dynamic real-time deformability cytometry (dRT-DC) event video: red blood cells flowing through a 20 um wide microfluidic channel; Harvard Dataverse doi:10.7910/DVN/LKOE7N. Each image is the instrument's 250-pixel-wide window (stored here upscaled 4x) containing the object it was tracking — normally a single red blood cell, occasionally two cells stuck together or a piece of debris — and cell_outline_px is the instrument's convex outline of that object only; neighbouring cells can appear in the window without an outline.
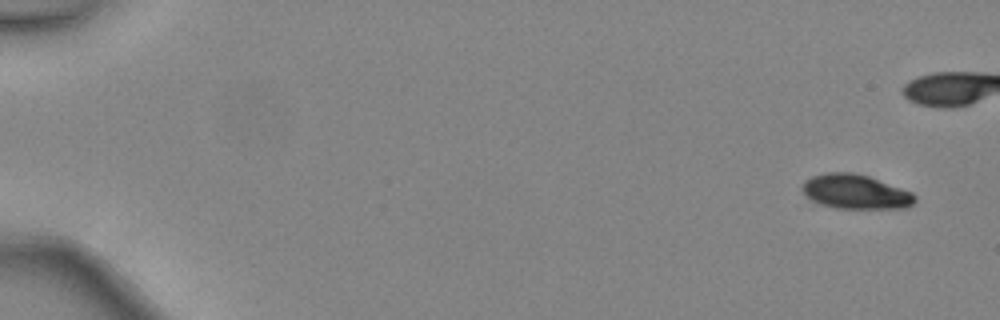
{"species": "common noctule bat (a hibernating species)", "species_latin": "Nyctalus noctula", "temperature_condition": "warm", "stored_images_in_passage": 40, "camera_frame_rate_fps": 3000, "um_per_image_px": 0.085, "animal": {"sex": "female", "body_mass_g": 24.6, "forearm_length_mm": 56.2}, "frame": {"image": 1, "passage_image": 1, "time_ms": 0.0, "image_size_px": [1000, 320], "cell_outline_px": [[916, 200], [912, 204], [904, 208], [836, 208], [820, 204], [812, 200], [800, 188], [804, 180], [812, 176], [824, 172], [852, 172], [868, 176], [912, 192], [916, 196]], "centroid_in_image_um": [72.69, 16.29], "position_along_channel_um": 12.3, "area_um2": 22.54}}
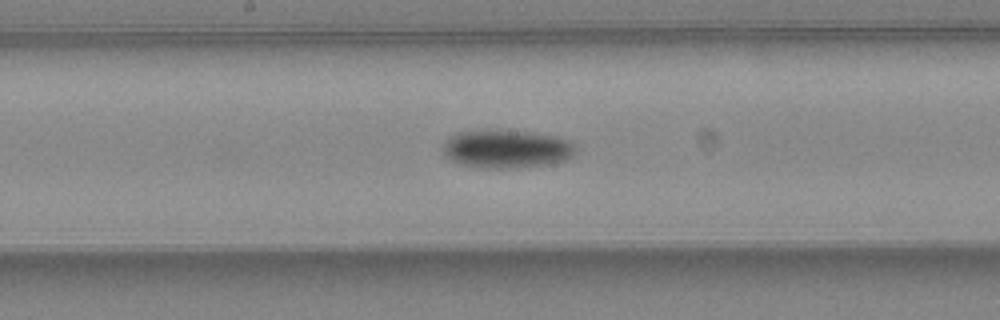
{"frame": {"image": 2, "passage_image": 25, "time_ms": 8.0, "image_size_px": [1000, 320], "cell_outline_px": [[576, 152], [572, 156], [564, 160], [548, 164], [516, 168], [472, 168], [448, 160], [444, 156], [444, 140], [456, 132], [488, 128], [500, 128], [532, 132], [560, 136], [576, 144]], "centroid_in_image_um": [43.02, 12.63], "position_along_channel_um": 205.2, "area_um2": 30.81}}
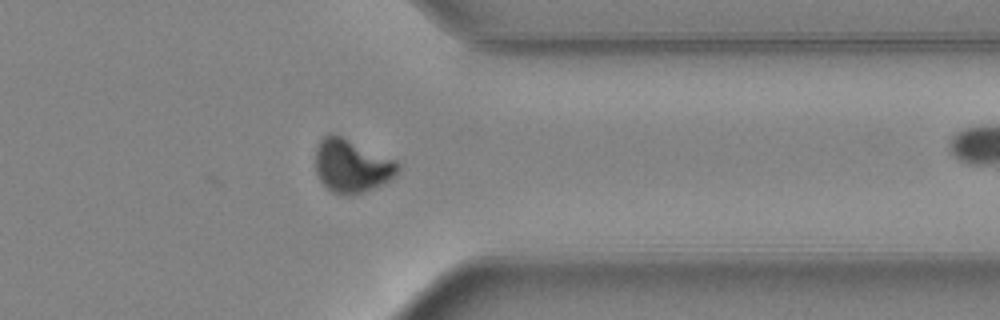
{"frame": {"image": 3, "passage_image": 37, "time_ms": 12.0, "image_size_px": [1000, 320], "cell_outline_px": [[400, 172], [396, 176], [384, 184], [364, 192], [332, 192], [320, 180], [316, 172], [316, 144], [328, 132], [332, 132], [396, 160], [400, 164]], "centroid_in_image_um": [29.92, 14.05], "position_along_channel_um": 381.5, "area_um2": 25.43}}